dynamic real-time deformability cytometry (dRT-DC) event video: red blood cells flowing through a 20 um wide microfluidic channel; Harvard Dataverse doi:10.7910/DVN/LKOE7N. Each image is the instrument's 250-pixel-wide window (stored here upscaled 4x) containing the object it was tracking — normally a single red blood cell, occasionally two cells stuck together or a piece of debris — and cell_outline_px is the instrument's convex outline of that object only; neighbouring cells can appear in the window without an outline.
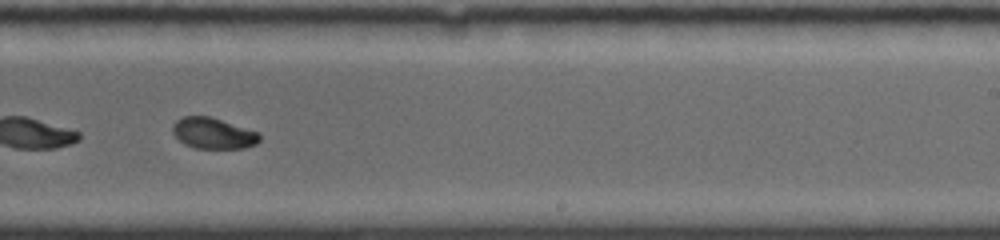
{"species": "common noctule bat (a hibernating species)", "species_latin": "Nyctalus noctula", "temperature_condition": "room temperature", "stored_images_in_passage": 33, "camera_frame_rate_fps": 4000, "um_per_image_px": 0.085, "animal": {"sex": "female", "body_mass_g": 19.0, "forearm_length_mm": 56.7}, "frame": {"image": 1, "passage_image": 24, "time_ms": 5.75, "image_size_px": [1000, 240], "cell_outline_px": [[260, 140], [256, 144], [244, 148], [196, 148], [184, 144], [172, 132], [172, 124], [176, 120], [184, 116], [212, 116], [260, 132]], "centroid_in_image_um": [18.14, 11.31], "position_along_channel_um": 270.9, "area_um2": 15.9}}